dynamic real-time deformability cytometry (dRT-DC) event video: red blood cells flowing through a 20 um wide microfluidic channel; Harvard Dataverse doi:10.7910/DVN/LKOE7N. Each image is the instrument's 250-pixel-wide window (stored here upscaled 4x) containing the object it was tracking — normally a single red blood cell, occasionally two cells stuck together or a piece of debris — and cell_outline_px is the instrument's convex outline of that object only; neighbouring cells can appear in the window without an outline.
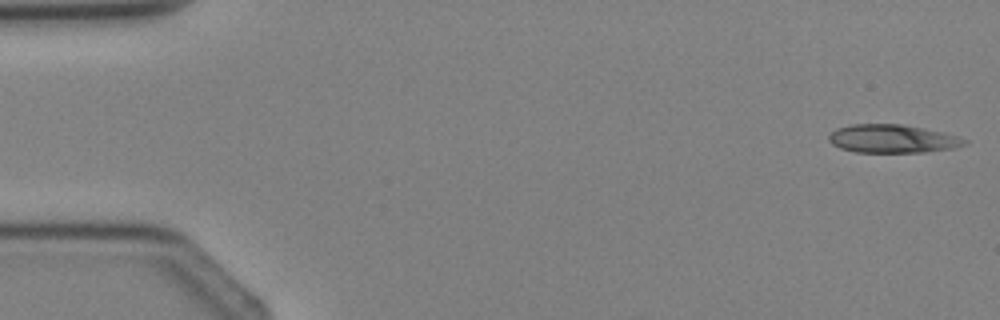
{"species": "Egyptian fruit bat (a non-hibernating species)", "species_latin": "Rousettus aegyptiacus", "temperature_condition": "cold", "stored_images_in_passage": 4, "camera_frame_rate_fps": 3000, "um_per_image_px": 0.085, "animal": {"sex": "female"}, "frame": {"image": 1, "passage_image": 1, "time_ms": 0.0, "image_size_px": [1000, 320], "cell_outline_px": [[968, 144], [952, 148], [924, 152], [856, 152], [840, 148], [832, 144], [828, 140], [828, 136], [836, 128], [852, 124], [904, 124], [944, 132], [960, 136], [968, 140]], "centroid_in_image_um": [75.88, 11.78], "position_along_channel_um": 9.1, "area_um2": 22.54}}
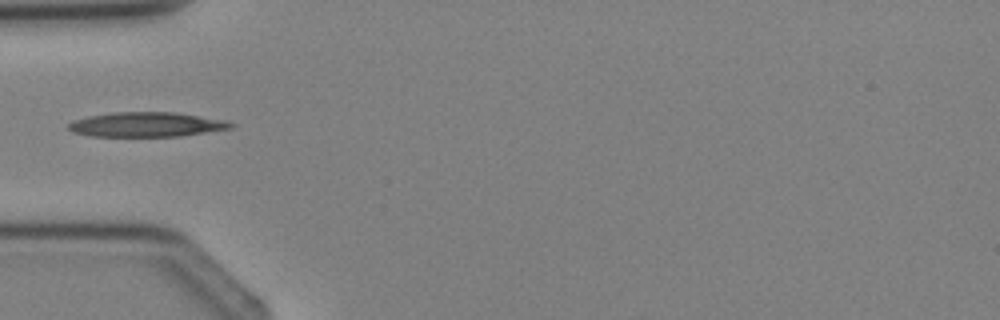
{"frame": {"image": 2, "passage_image": 4, "time_ms": 3.667, "image_size_px": [1000, 320], "cell_outline_px": [[236, 124], [232, 128], [180, 136], [88, 136], [72, 132], [68, 128], [68, 124], [72, 120], [88, 116], [116, 112], [176, 112], [228, 120]], "centroid_in_image_um": [12.47, 10.58], "position_along_channel_um": 72.5, "area_um2": 23.47}}